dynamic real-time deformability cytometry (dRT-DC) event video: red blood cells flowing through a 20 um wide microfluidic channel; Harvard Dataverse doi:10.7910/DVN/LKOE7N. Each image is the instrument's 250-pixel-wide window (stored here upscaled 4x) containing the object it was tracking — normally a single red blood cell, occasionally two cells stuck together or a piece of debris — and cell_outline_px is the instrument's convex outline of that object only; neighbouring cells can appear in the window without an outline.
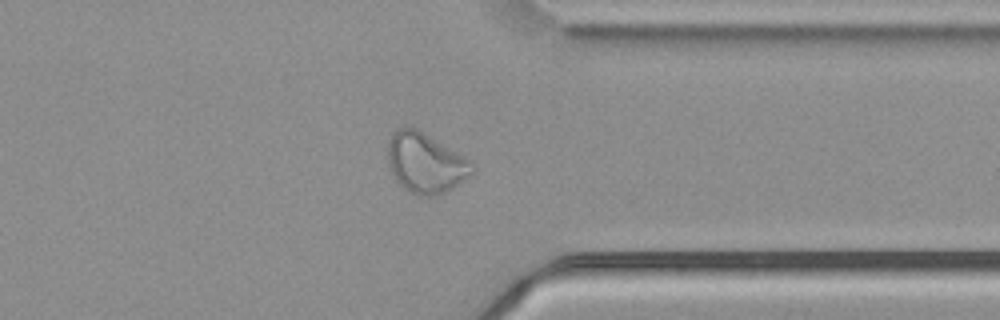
{"species": "common noctule bat (a hibernating species)", "species_latin": "Nyctalus noctula", "temperature_condition": "cold", "stored_images_in_passage": 42, "camera_frame_rate_fps": 3000, "um_per_image_px": 0.085, "animal": {"sex": "male", "body_mass_g": 21.5, "forearm_length_mm": 52.0}, "frame": {"image": 1, "passage_image": 30, "time_ms": 9.667, "image_size_px": [1000, 320], "cell_outline_px": [[476, 168], [464, 180], [452, 188], [436, 196], [416, 196], [408, 192], [396, 180], [392, 172], [388, 160], [388, 140], [400, 128], [416, 128], [464, 156], [476, 164]], "centroid_in_image_um": [36.19, 13.89], "position_along_channel_um": 375.2, "area_um2": 29.25}, "authors_computed_cell_mechanics": {"area_um2": 29.3624, "velocity_mm_per_s": 3.7228, "shape_relaxation_time_tau1_ms": null, "shape_relaxation_time_tau2_ms": 1.9642, "deformation_change_tau1": null, "deformation_change_tau2": 0.0624}}